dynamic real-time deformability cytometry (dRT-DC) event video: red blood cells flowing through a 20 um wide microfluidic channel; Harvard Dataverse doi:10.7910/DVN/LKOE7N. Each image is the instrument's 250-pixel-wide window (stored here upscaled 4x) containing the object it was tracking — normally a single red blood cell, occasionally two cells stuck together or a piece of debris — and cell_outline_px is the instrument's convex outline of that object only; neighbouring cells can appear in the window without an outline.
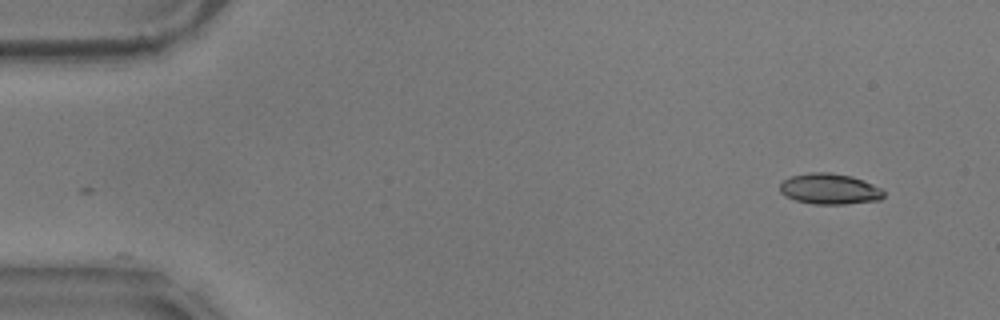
{"species": "common noctule bat (a hibernating species)", "species_latin": "Nyctalus noctula", "temperature_condition": "warm", "stored_images_in_passage": 54, "camera_frame_rate_fps": 3000, "um_per_image_px": 0.085, "animal": {"sex": "male", "body_mass_g": 17.9}, "frame": {"image": 1, "passage_image": 1, "time_ms": 0.0, "image_size_px": [1000, 320], "cell_outline_px": [[884, 196], [880, 200], [844, 204], [812, 204], [796, 200], [784, 196], [780, 192], [780, 184], [784, 180], [792, 176], [812, 172], [832, 172], [852, 176], [872, 184], [880, 188], [884, 192]], "centroid_in_image_um": [70.51, 16.06], "position_along_channel_um": 14.5, "area_um2": 18.61}}
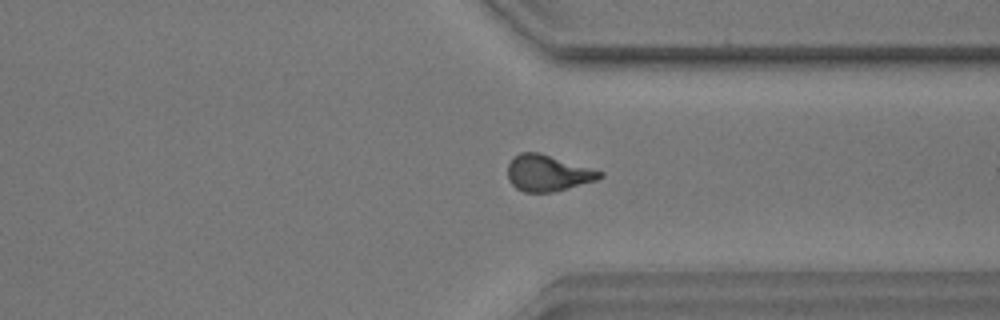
{"frame": {"image": 2, "passage_image": 40, "time_ms": 13.0, "image_size_px": [1000, 320], "cell_outline_px": [[604, 176], [596, 180], [552, 192], [524, 192], [516, 188], [508, 180], [508, 164], [512, 156], [520, 152], [540, 152], [604, 172]], "centroid_in_image_um": [46.53, 14.69], "position_along_channel_um": 364.9, "area_um2": 19.48}}
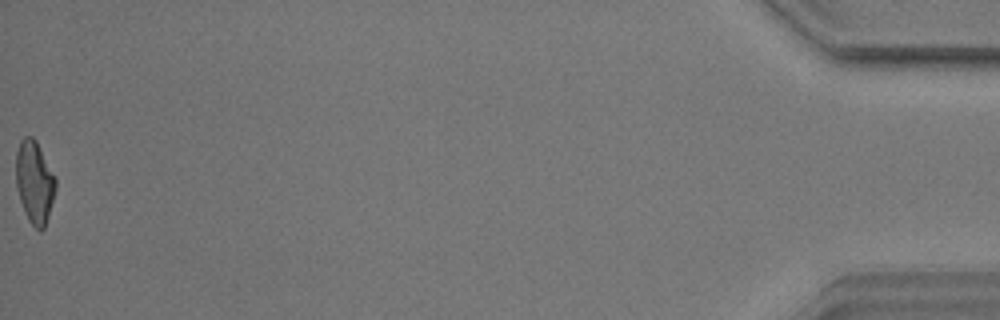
{"frame": {"image": 3, "passage_image": 54, "time_ms": 17.667, "image_size_px": [1000, 320], "cell_outline_px": [[56, 188], [48, 216], [44, 228], [40, 232], [28, 220], [24, 212], [16, 188], [16, 152], [20, 140], [24, 136], [32, 136], [36, 140], [56, 176]], "centroid_in_image_um": [2.93, 15.45], "position_along_channel_um": 432.3, "area_um2": 19.25}, "authors_computed_cell_mechanics": {"area_um2": 19.2763, "velocity_mm_per_s": 3.543, "shape_relaxation_time_tau1_ms": 6.4436, "shape_relaxation_time_tau2_ms": 1.9204, "deformation_change_tau1": 0.1812, "deformation_change_tau2": 0.0868}}